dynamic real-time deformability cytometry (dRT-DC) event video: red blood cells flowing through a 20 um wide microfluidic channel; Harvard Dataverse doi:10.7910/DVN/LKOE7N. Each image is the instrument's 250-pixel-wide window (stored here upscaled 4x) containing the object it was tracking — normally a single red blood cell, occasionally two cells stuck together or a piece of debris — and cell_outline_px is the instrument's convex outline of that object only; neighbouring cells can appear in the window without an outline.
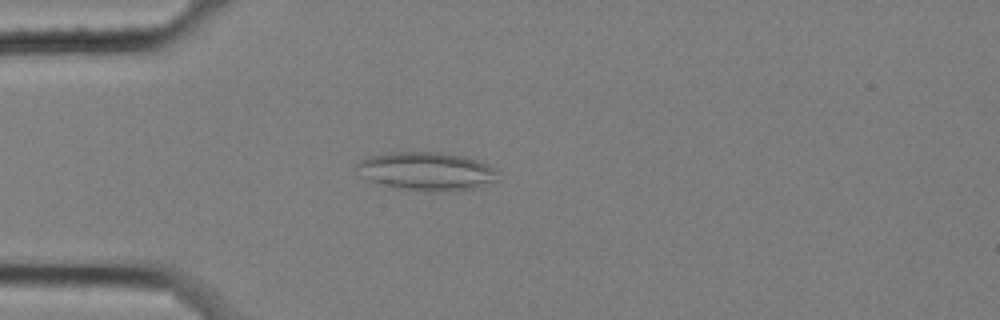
{"species": "common noctule bat (a hibernating species)", "species_latin": "Nyctalus noctula", "temperature_condition": "cold", "stored_images_in_passage": 4, "camera_frame_rate_fps": 3000, "um_per_image_px": 0.085, "animal": {"sex": "female", "body_mass_g": 25.1}, "frame": {"image": 1, "passage_image": 4, "time_ms": 1.0, "image_size_px": [1000, 320], "cell_outline_px": [[496, 168], [492, 180], [476, 188], [428, 192], [424, 192], [392, 188], [368, 180], [352, 168], [360, 160], [368, 156], [388, 152], [440, 152], [464, 156], [480, 160]], "centroid_in_image_um": [36.14, 14.55], "position_along_channel_um": 48.9, "area_um2": 31.79}}